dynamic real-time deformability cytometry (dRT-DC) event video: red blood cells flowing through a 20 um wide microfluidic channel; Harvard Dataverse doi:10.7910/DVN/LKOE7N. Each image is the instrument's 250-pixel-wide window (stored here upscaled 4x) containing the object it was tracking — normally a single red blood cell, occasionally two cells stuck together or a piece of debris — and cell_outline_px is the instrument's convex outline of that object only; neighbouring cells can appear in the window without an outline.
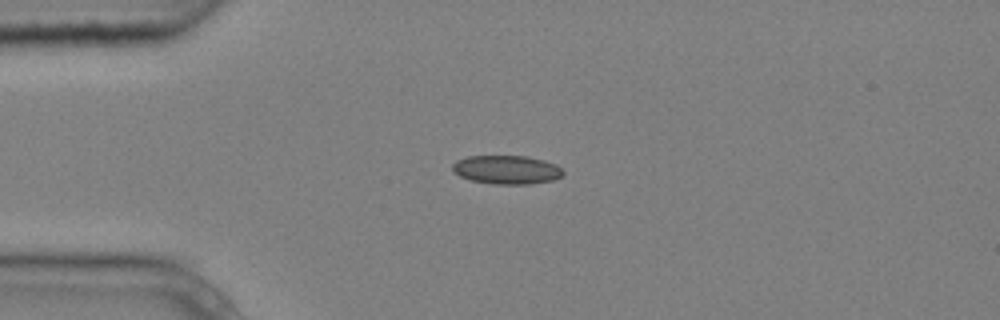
{"species": "common noctule bat (a hibernating species)", "species_latin": "Nyctalus noctula", "temperature_condition": "cold", "stored_images_in_passage": 3, "camera_frame_rate_fps": 3000, "um_per_image_px": 0.085, "animal": {"sex": "male", "body_mass_g": 20.4}, "frame": {"image": 1, "passage_image": 1, "time_ms": 0.0, "image_size_px": [1000, 320], "cell_outline_px": [[564, 172], [560, 176], [552, 180], [532, 184], [496, 184], [472, 180], [460, 176], [452, 172], [452, 164], [456, 160], [468, 156], [528, 156], [544, 160], [556, 164]], "centroid_in_image_um": [43.05, 14.42], "position_along_channel_um": 42.0, "area_um2": 18.5}}
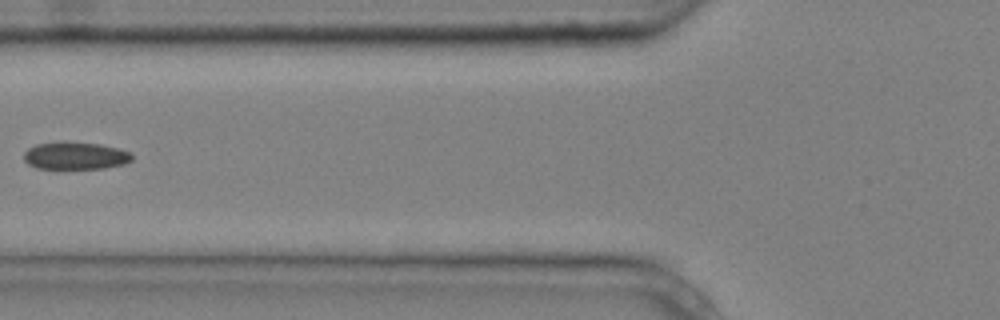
{"frame": {"image": 2, "passage_image": 3, "time_ms": 0.667, "image_size_px": [1000, 320], "cell_outline_px": [[132, 160], [124, 164], [104, 168], [36, 168], [28, 164], [24, 160], [24, 152], [28, 148], [36, 144], [64, 140], [100, 144], [120, 148], [128, 152], [132, 156]], "centroid_in_image_um": [6.38, 13.21], "position_along_channel_um": 119.4, "area_um2": 17.51}}